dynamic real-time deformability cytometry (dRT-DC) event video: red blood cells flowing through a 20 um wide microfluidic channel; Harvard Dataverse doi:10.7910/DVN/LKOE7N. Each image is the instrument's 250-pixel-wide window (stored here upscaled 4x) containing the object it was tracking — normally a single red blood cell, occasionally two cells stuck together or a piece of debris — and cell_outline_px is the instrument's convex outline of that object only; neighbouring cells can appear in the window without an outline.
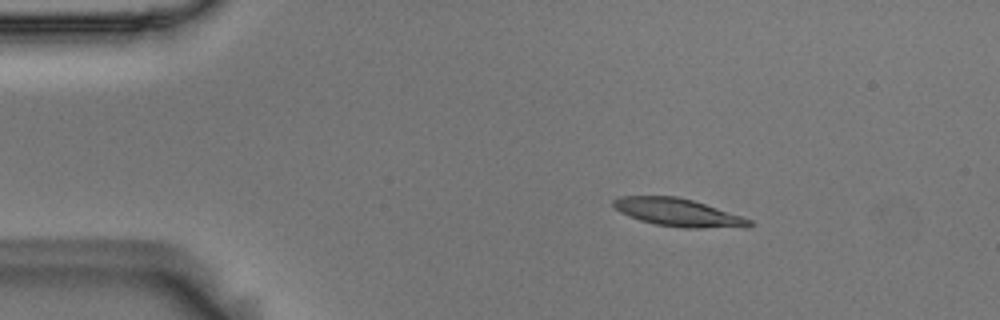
{"species": "Egyptian fruit bat (a non-hibernating species)", "species_latin": "Rousettus aegyptiacus", "temperature_condition": "room temperature", "stored_images_in_passage": 3, "camera_frame_rate_fps": 3000, "um_per_image_px": 0.085, "animal": {"sex": "male"}, "frame": {"image": 1, "passage_image": 1, "time_ms": 0.0, "image_size_px": [1000, 320], "cell_outline_px": [[752, 224], [748, 228], [684, 228], [656, 224], [640, 220], [620, 212], [612, 204], [612, 200], [620, 196], [676, 196], [692, 200], [752, 220]], "centroid_in_image_um": [57.65, 18.07], "position_along_channel_um": 27.4, "area_um2": 21.91}}
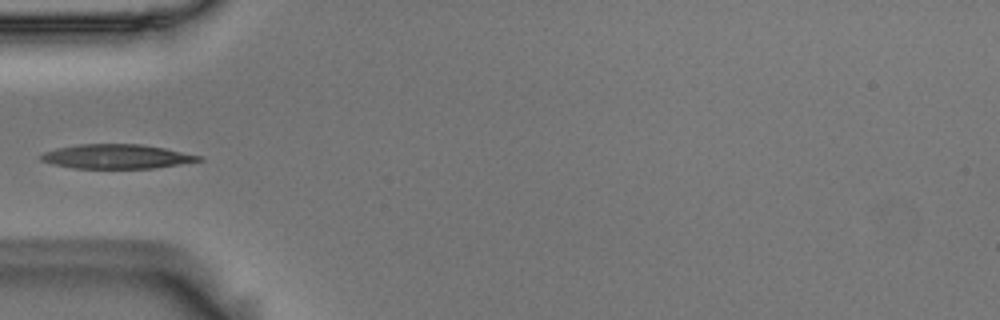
{"frame": {"image": 2, "passage_image": 3, "time_ms": 0.667, "image_size_px": [1000, 320], "cell_outline_px": [[204, 160], [180, 164], [152, 168], [72, 168], [52, 164], [40, 160], [40, 156], [44, 152], [56, 148], [80, 144], [140, 144], [164, 148], [200, 156]], "centroid_in_image_um": [9.87, 13.3], "position_along_channel_um": 75.1, "area_um2": 22.2}}